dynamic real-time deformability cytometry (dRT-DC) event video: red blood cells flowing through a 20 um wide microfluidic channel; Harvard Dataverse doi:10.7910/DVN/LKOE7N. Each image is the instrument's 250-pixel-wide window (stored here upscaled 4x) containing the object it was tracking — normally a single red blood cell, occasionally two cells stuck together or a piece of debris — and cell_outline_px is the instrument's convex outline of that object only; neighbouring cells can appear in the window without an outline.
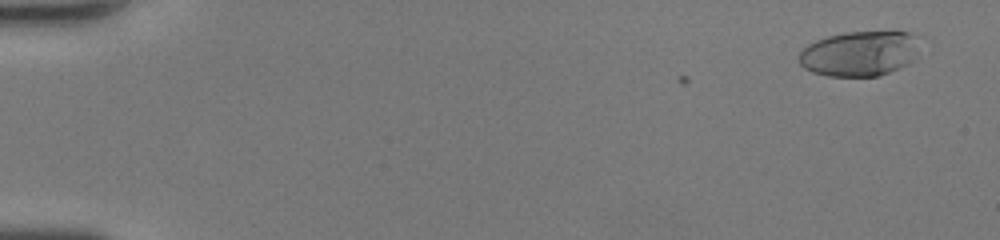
{"species": "human", "species_latin": "Homo sapiens", "temperature_condition": "room temperature", "stored_images_in_passage": 49, "camera_frame_rate_fps": 3000, "um_per_image_px": 0.085, "donor": {"sex": "female"}, "frame": {"image": 1, "passage_image": 3, "time_ms": 0.667, "image_size_px": [1000, 240], "cell_outline_px": [[912, 60], [908, 64], [900, 68], [876, 76], [828, 76], [812, 72], [804, 68], [800, 64], [800, 52], [808, 44], [816, 40], [828, 36], [848, 32], [908, 32], [912, 36]], "centroid_in_image_um": [72.93, 4.57], "position_along_channel_um": 12.1, "area_um2": 30.69}}
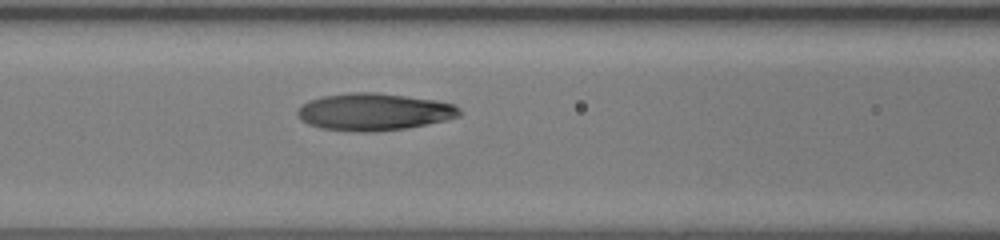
{"frame": {"image": 2, "passage_image": 23, "time_ms": 7.333, "image_size_px": [1000, 240], "cell_outline_px": [[460, 116], [428, 124], [404, 128], [372, 132], [356, 132], [320, 128], [308, 124], [300, 120], [296, 112], [308, 100], [320, 96], [352, 92], [376, 92], [436, 100], [452, 104], [460, 108]], "centroid_in_image_um": [31.75, 9.5], "position_along_channel_um": 134.8, "area_um2": 35.14}}
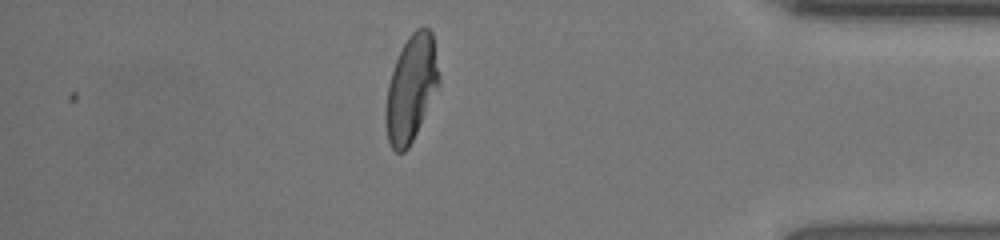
{"frame": {"image": 3, "passage_image": 43, "time_ms": 14.0, "image_size_px": [1000, 240], "cell_outline_px": [[440, 84], [408, 148], [404, 152], [396, 152], [392, 148], [388, 140], [384, 124], [384, 112], [388, 84], [396, 60], [408, 36], [416, 28], [428, 28], [432, 32], [440, 76]], "centroid_in_image_um": [34.94, 7.52], "position_along_channel_um": 400.3, "area_um2": 32.83}, "authors_computed_cell_mechanics": {"area_um2": 33.7552, "velocity_mm_per_s": 4.4375, "shape_relaxation_time_tau1_ms": 4.6013, "shape_relaxation_time_tau2_ms": 0.7637, "deformation_change_tau1": 0.2472, "deformation_change_tau2": 0.0594}}